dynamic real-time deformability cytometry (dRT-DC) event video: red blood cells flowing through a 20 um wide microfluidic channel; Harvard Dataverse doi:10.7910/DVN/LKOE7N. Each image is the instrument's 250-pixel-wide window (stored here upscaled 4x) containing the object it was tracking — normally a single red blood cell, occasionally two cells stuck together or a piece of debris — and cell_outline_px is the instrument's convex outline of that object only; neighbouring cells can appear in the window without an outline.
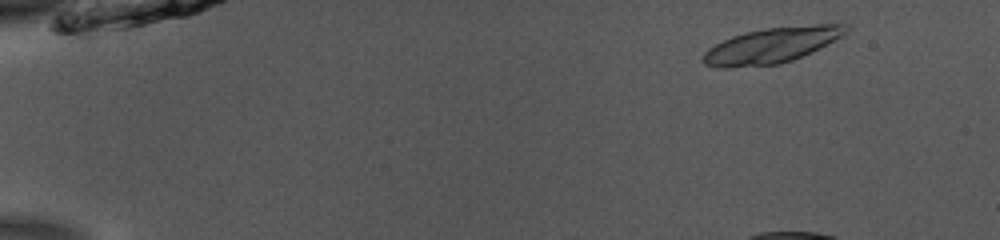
{"species": "common noctule bat (a hibernating species)", "species_latin": "Nyctalus noctula", "temperature_condition": "room temperature", "stored_images_in_passage": 14, "camera_frame_rate_fps": 3000, "um_per_image_px": 0.085, "animal": {"sex": "male", "body_mass_g": 13.0, "forearm_length_mm": 53.1}, "frame": {"image": 1, "passage_image": 2, "time_ms": 0.333, "image_size_px": [1000, 240], "cell_outline_px": [[848, 32], [820, 48], [812, 52], [792, 60], [780, 64], [728, 68], [716, 68], [704, 64], [700, 60], [704, 52], [708, 48], [732, 36], [744, 32], [764, 28], [816, 24], [844, 24], [848, 28]], "centroid_in_image_um": [65.55, 3.86], "position_along_channel_um": 19.5, "area_um2": 29.65}}